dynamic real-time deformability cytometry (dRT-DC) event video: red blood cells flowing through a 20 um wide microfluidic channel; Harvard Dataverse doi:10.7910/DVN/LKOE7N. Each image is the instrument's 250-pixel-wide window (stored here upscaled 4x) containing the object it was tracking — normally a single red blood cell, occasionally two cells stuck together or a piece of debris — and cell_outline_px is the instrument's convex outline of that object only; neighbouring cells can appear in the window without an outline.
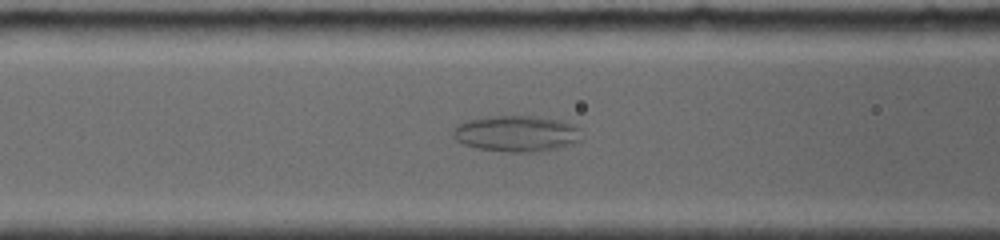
{"species": "common noctule bat (a hibernating species)", "species_latin": "Nyctalus noctula", "temperature_condition": "room temperature", "stored_images_in_passage": 55, "camera_frame_rate_fps": 4000, "um_per_image_px": 0.085, "animal": {"sex": "female", "body_mass_g": 19.0, "forearm_length_mm": 56.7}, "frame": {"image": 1, "passage_image": 20, "time_ms": 6.25, "image_size_px": [1000, 240], "cell_outline_px": [[580, 140], [556, 148], [524, 152], [512, 152], [480, 148], [464, 144], [456, 140], [452, 136], [452, 132], [456, 124], [468, 120], [492, 116], [532, 116], [560, 120], [572, 124], [580, 128]], "centroid_in_image_um": [43.86, 11.34], "position_along_channel_um": 122.7, "area_um2": 26.59}}
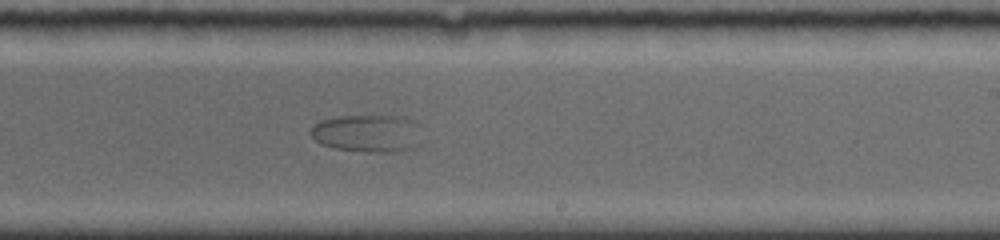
{"frame": {"image": 2, "passage_image": 30, "time_ms": 10.0, "image_size_px": [1000, 240], "cell_outline_px": [[416, 148], [392, 152], [364, 152], [332, 148], [320, 144], [312, 136], [312, 124], [320, 120], [340, 116], [396, 116], [408, 120], [416, 144]], "centroid_in_image_um": [31.03, 11.36], "position_along_channel_um": 258.0, "area_um2": 23.29}}
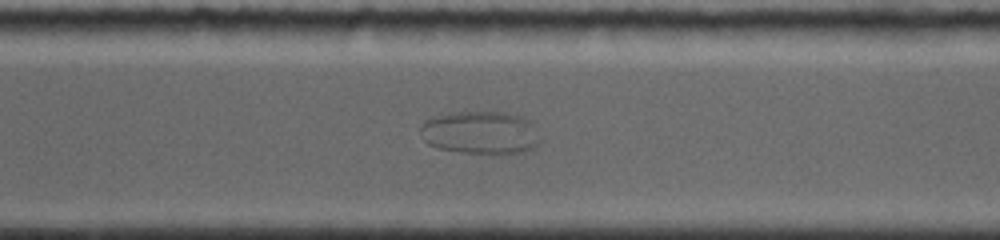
{"frame": {"image": 3, "passage_image": 35, "time_ms": 12.0, "image_size_px": [1000, 240], "cell_outline_px": [[540, 140], [532, 148], [524, 152], [464, 152], [440, 148], [428, 144], [424, 140], [420, 132], [420, 124], [424, 120], [436, 116], [456, 112], [504, 112], [524, 116], [532, 124]], "centroid_in_image_um": [40.8, 11.24], "position_along_channel_um": 329.8, "area_um2": 29.48}}